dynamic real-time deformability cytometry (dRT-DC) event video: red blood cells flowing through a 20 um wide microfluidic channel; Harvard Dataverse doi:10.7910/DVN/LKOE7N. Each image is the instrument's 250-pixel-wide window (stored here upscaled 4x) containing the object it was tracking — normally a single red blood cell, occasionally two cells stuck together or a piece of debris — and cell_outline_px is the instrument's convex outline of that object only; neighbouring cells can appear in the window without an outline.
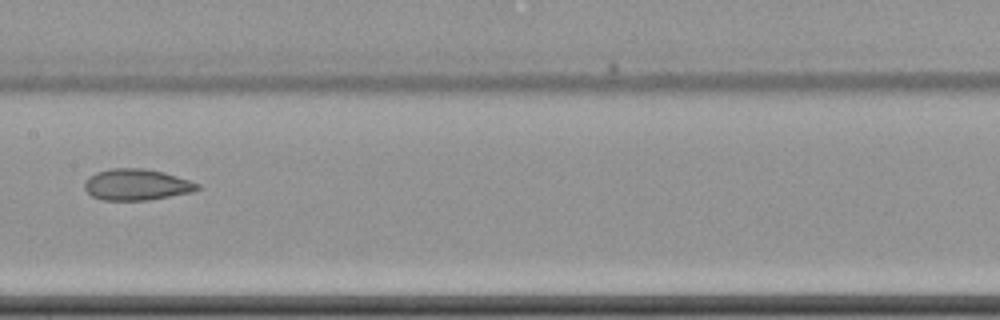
{"species": "common noctule bat (a hibernating species)", "species_latin": "Nyctalus noctula", "temperature_condition": "cold", "stored_images_in_passage": 10, "camera_frame_rate_fps": 3000, "um_per_image_px": 0.085, "animal": {"sex": "female", "body_mass_g": 22.7, "forearm_length_mm": 54.2}, "frame": {"image": 1, "passage_image": 9, "time_ms": 9.667, "image_size_px": [1000, 320], "cell_outline_px": [[200, 188], [192, 192], [148, 200], [100, 200], [92, 196], [84, 188], [84, 184], [96, 172], [112, 168], [144, 168], [164, 172], [200, 184]], "centroid_in_image_um": [11.62, 15.7], "position_along_channel_um": 195.8, "area_um2": 20.4}}
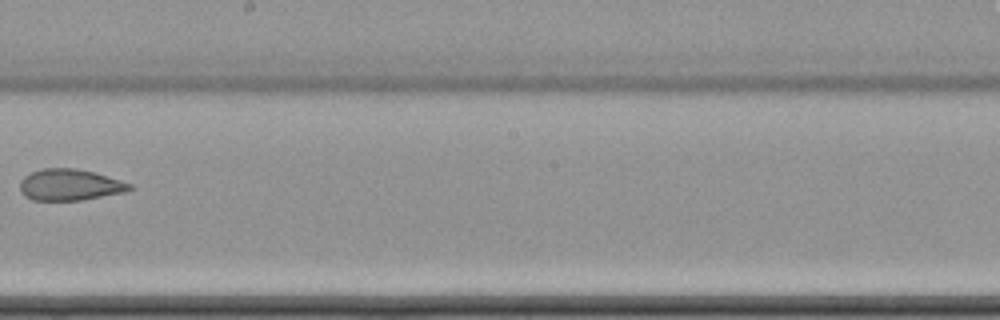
{"frame": {"image": 2, "passage_image": 10, "time_ms": 11.0, "image_size_px": [1000, 320], "cell_outline_px": [[132, 188], [128, 192], [80, 200], [32, 200], [24, 196], [20, 192], [20, 180], [24, 176], [32, 172], [44, 168], [76, 168], [96, 172], [132, 184]], "centroid_in_image_um": [5.94, 15.71], "position_along_channel_um": 242.3, "area_um2": 20.23}}